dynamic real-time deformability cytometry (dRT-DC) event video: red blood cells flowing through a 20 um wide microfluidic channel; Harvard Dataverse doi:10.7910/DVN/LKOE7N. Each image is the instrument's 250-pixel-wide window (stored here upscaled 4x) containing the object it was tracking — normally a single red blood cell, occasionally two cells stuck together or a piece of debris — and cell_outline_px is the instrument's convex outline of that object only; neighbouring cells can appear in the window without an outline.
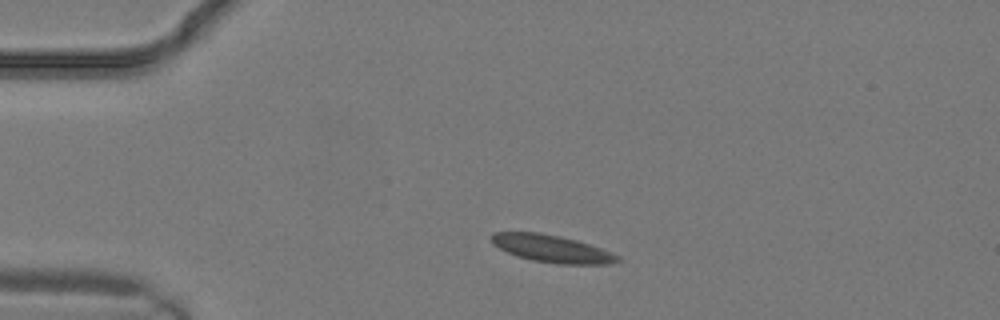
{"species": "common noctule bat (a hibernating species)", "species_latin": "Nyctalus noctula", "temperature_condition": "warm", "stored_images_in_passage": 2, "camera_frame_rate_fps": 3000, "um_per_image_px": 0.085, "animal": {"sex": "male", "body_mass_g": 19.2, "forearm_length_mm": 51.8}, "frame": {"image": 1, "passage_image": 2, "time_ms": 0.333, "image_size_px": [1000, 320], "cell_outline_px": [[620, 260], [608, 264], [560, 264], [532, 260], [516, 256], [492, 244], [492, 232], [540, 232], [560, 236], [576, 240], [600, 248], [620, 256]], "centroid_in_image_um": [46.89, 21.13], "position_along_channel_um": 38.1, "area_um2": 19.94}}